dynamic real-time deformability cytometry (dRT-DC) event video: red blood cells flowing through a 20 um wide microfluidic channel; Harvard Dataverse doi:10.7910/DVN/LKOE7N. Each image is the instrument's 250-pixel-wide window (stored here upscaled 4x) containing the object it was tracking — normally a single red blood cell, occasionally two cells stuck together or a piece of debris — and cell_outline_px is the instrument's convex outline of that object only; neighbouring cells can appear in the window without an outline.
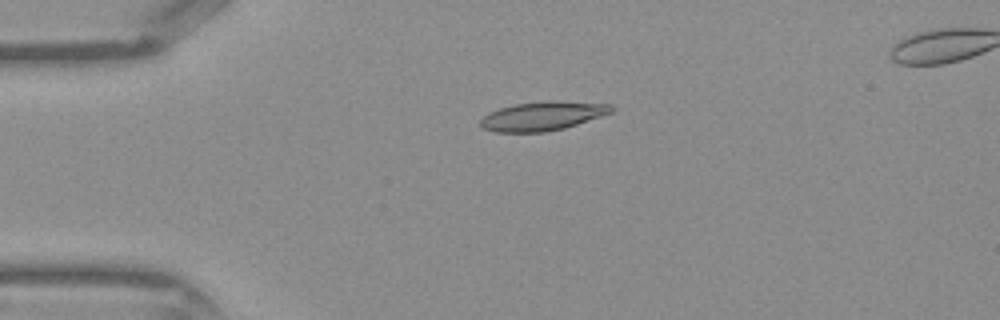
{"species": "Egyptian fruit bat (a non-hibernating species)", "species_latin": "Rousettus aegyptiacus", "temperature_condition": "warm", "stored_images_in_passage": 39, "camera_frame_rate_fps": 3000, "um_per_image_px": 0.085, "frame": {"image": 1, "passage_image": 6, "time_ms": 1.667, "image_size_px": [1000, 320], "cell_outline_px": [[616, 108], [612, 112], [564, 128], [544, 132], [496, 132], [484, 128], [480, 124], [480, 120], [488, 112], [500, 108], [516, 104], [548, 100], [552, 100], [612, 104]], "centroid_in_image_um": [46.13, 9.85], "position_along_channel_um": 38.9, "area_um2": 22.02}}
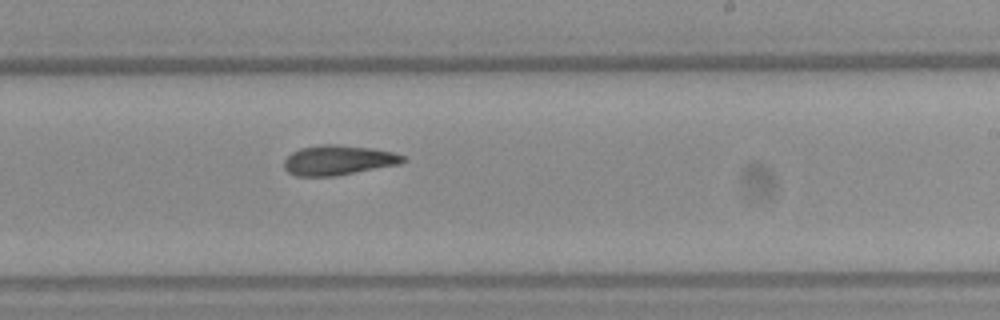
{"frame": {"image": 2, "passage_image": 22, "time_ms": 7.0, "image_size_px": [1000, 320], "cell_outline_px": [[408, 160], [400, 164], [336, 176], [296, 176], [288, 172], [284, 168], [284, 160], [292, 152], [300, 148], [320, 144], [336, 144], [372, 148], [392, 152], [404, 156]], "centroid_in_image_um": [28.75, 13.61], "position_along_channel_um": 260.2, "area_um2": 20.81}}
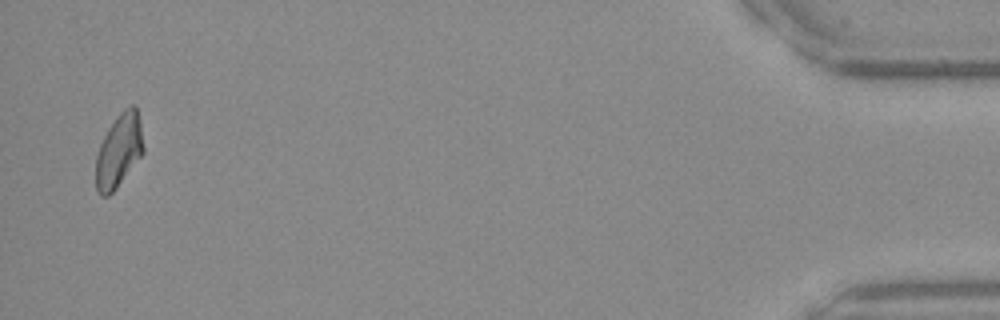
{"frame": {"image": 3, "passage_image": 38, "time_ms": 12.333, "image_size_px": [1000, 320], "cell_outline_px": [[144, 152], [116, 188], [108, 196], [100, 196], [96, 188], [96, 156], [100, 144], [108, 128], [120, 112], [124, 108], [132, 104], [136, 108], [140, 120], [144, 148]], "centroid_in_image_um": [10.1, 12.8], "position_along_channel_um": 425.1, "area_um2": 20.23}}